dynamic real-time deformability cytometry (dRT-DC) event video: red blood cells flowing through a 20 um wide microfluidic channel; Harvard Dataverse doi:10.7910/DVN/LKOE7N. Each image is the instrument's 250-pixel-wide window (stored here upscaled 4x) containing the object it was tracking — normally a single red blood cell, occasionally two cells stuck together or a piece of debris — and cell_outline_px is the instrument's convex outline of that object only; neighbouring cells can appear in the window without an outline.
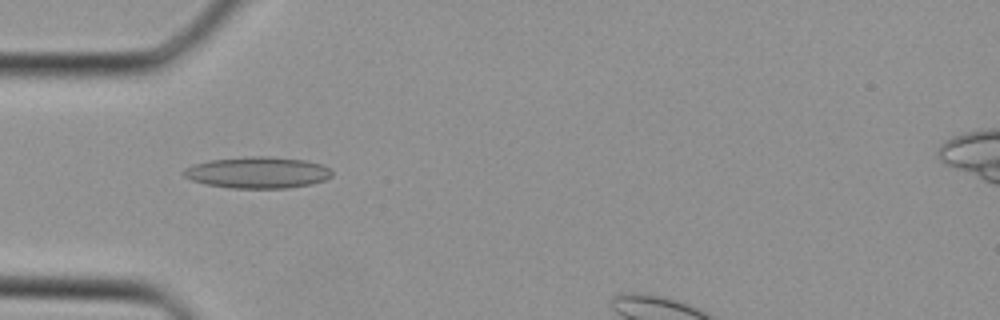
{"species": "Egyptian fruit bat (a non-hibernating species)", "species_latin": "Rousettus aegyptiacus", "temperature_condition": "cold", "stored_images_in_passage": 4, "camera_frame_rate_fps": 3000, "um_per_image_px": 0.085, "animal": {"sex": "female"}, "frame": {"image": 1, "passage_image": 2, "time_ms": 0.333, "image_size_px": [1000, 320], "cell_outline_px": [[332, 176], [324, 180], [312, 184], [288, 188], [228, 188], [204, 184], [192, 180], [184, 176], [180, 172], [184, 168], [192, 164], [208, 160], [252, 156], [268, 156], [304, 160], [320, 164], [328, 168], [332, 172]], "centroid_in_image_um": [21.84, 14.67], "position_along_channel_um": 63.2, "area_um2": 27.34}}